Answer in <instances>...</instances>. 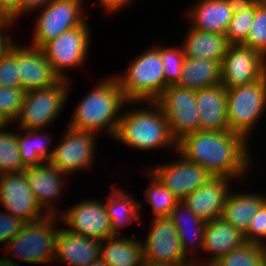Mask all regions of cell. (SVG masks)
Here are the masks:
<instances>
[{
  "mask_svg": "<svg viewBox=\"0 0 266 266\" xmlns=\"http://www.w3.org/2000/svg\"><path fill=\"white\" fill-rule=\"evenodd\" d=\"M7 125L0 130V175L5 173L19 172L26 169L21 161L17 144V131H8Z\"/></svg>",
  "mask_w": 266,
  "mask_h": 266,
  "instance_id": "cell-34",
  "label": "cell"
},
{
  "mask_svg": "<svg viewBox=\"0 0 266 266\" xmlns=\"http://www.w3.org/2000/svg\"><path fill=\"white\" fill-rule=\"evenodd\" d=\"M33 195L48 215L60 214L59 199L65 188V175L49 161L24 170ZM57 200V201H56ZM56 202V203H55ZM58 202V203H57ZM57 204V205H56Z\"/></svg>",
  "mask_w": 266,
  "mask_h": 266,
  "instance_id": "cell-17",
  "label": "cell"
},
{
  "mask_svg": "<svg viewBox=\"0 0 266 266\" xmlns=\"http://www.w3.org/2000/svg\"><path fill=\"white\" fill-rule=\"evenodd\" d=\"M125 72L114 75L129 102L156 101L165 89L163 61L151 45L133 58Z\"/></svg>",
  "mask_w": 266,
  "mask_h": 266,
  "instance_id": "cell-4",
  "label": "cell"
},
{
  "mask_svg": "<svg viewBox=\"0 0 266 266\" xmlns=\"http://www.w3.org/2000/svg\"><path fill=\"white\" fill-rule=\"evenodd\" d=\"M28 45L22 46L17 42V67L21 88L28 92L56 84L60 78L54 73L42 48Z\"/></svg>",
  "mask_w": 266,
  "mask_h": 266,
  "instance_id": "cell-18",
  "label": "cell"
},
{
  "mask_svg": "<svg viewBox=\"0 0 266 266\" xmlns=\"http://www.w3.org/2000/svg\"><path fill=\"white\" fill-rule=\"evenodd\" d=\"M201 131H227V89L220 83L196 90Z\"/></svg>",
  "mask_w": 266,
  "mask_h": 266,
  "instance_id": "cell-23",
  "label": "cell"
},
{
  "mask_svg": "<svg viewBox=\"0 0 266 266\" xmlns=\"http://www.w3.org/2000/svg\"><path fill=\"white\" fill-rule=\"evenodd\" d=\"M158 51L163 61V71L165 79V89L170 85H176L181 77L185 55L181 45L165 46L153 45Z\"/></svg>",
  "mask_w": 266,
  "mask_h": 266,
  "instance_id": "cell-35",
  "label": "cell"
},
{
  "mask_svg": "<svg viewBox=\"0 0 266 266\" xmlns=\"http://www.w3.org/2000/svg\"><path fill=\"white\" fill-rule=\"evenodd\" d=\"M105 77L98 80V84L78 100L67 126L96 134L103 130L113 140L122 111H125L122 109L127 106L128 101L114 74Z\"/></svg>",
  "mask_w": 266,
  "mask_h": 266,
  "instance_id": "cell-3",
  "label": "cell"
},
{
  "mask_svg": "<svg viewBox=\"0 0 266 266\" xmlns=\"http://www.w3.org/2000/svg\"><path fill=\"white\" fill-rule=\"evenodd\" d=\"M266 74V58L242 44H230L221 63V84L229 89L260 80Z\"/></svg>",
  "mask_w": 266,
  "mask_h": 266,
  "instance_id": "cell-14",
  "label": "cell"
},
{
  "mask_svg": "<svg viewBox=\"0 0 266 266\" xmlns=\"http://www.w3.org/2000/svg\"><path fill=\"white\" fill-rule=\"evenodd\" d=\"M59 222L67 225V230L91 239L103 241L114 236L111 221L107 214L104 200L95 198L78 201L75 205L61 210Z\"/></svg>",
  "mask_w": 266,
  "mask_h": 266,
  "instance_id": "cell-12",
  "label": "cell"
},
{
  "mask_svg": "<svg viewBox=\"0 0 266 266\" xmlns=\"http://www.w3.org/2000/svg\"><path fill=\"white\" fill-rule=\"evenodd\" d=\"M101 242L80 236L59 226L54 262L65 263L69 266H88L100 258Z\"/></svg>",
  "mask_w": 266,
  "mask_h": 266,
  "instance_id": "cell-21",
  "label": "cell"
},
{
  "mask_svg": "<svg viewBox=\"0 0 266 266\" xmlns=\"http://www.w3.org/2000/svg\"><path fill=\"white\" fill-rule=\"evenodd\" d=\"M51 0H18L17 6V20L26 14H32L38 8L44 7Z\"/></svg>",
  "mask_w": 266,
  "mask_h": 266,
  "instance_id": "cell-41",
  "label": "cell"
},
{
  "mask_svg": "<svg viewBox=\"0 0 266 266\" xmlns=\"http://www.w3.org/2000/svg\"><path fill=\"white\" fill-rule=\"evenodd\" d=\"M143 173L151 178L143 195L145 201L151 205L153 218L170 217L179 200L147 167Z\"/></svg>",
  "mask_w": 266,
  "mask_h": 266,
  "instance_id": "cell-31",
  "label": "cell"
},
{
  "mask_svg": "<svg viewBox=\"0 0 266 266\" xmlns=\"http://www.w3.org/2000/svg\"><path fill=\"white\" fill-rule=\"evenodd\" d=\"M230 191L222 210L221 218L240 230L247 231L251 219L266 202V193L256 191Z\"/></svg>",
  "mask_w": 266,
  "mask_h": 266,
  "instance_id": "cell-25",
  "label": "cell"
},
{
  "mask_svg": "<svg viewBox=\"0 0 266 266\" xmlns=\"http://www.w3.org/2000/svg\"><path fill=\"white\" fill-rule=\"evenodd\" d=\"M155 102L163 110L171 135L177 142L185 135L199 130L195 90L170 85Z\"/></svg>",
  "mask_w": 266,
  "mask_h": 266,
  "instance_id": "cell-11",
  "label": "cell"
},
{
  "mask_svg": "<svg viewBox=\"0 0 266 266\" xmlns=\"http://www.w3.org/2000/svg\"><path fill=\"white\" fill-rule=\"evenodd\" d=\"M7 125H10L5 118L0 115V130L4 129Z\"/></svg>",
  "mask_w": 266,
  "mask_h": 266,
  "instance_id": "cell-48",
  "label": "cell"
},
{
  "mask_svg": "<svg viewBox=\"0 0 266 266\" xmlns=\"http://www.w3.org/2000/svg\"><path fill=\"white\" fill-rule=\"evenodd\" d=\"M62 136L58 144L54 145L49 162L68 177L78 171L81 174V171L91 170L96 163L98 134L66 126Z\"/></svg>",
  "mask_w": 266,
  "mask_h": 266,
  "instance_id": "cell-10",
  "label": "cell"
},
{
  "mask_svg": "<svg viewBox=\"0 0 266 266\" xmlns=\"http://www.w3.org/2000/svg\"><path fill=\"white\" fill-rule=\"evenodd\" d=\"M100 257L109 266H141L144 262L142 241L130 235L110 236L101 242Z\"/></svg>",
  "mask_w": 266,
  "mask_h": 266,
  "instance_id": "cell-28",
  "label": "cell"
},
{
  "mask_svg": "<svg viewBox=\"0 0 266 266\" xmlns=\"http://www.w3.org/2000/svg\"><path fill=\"white\" fill-rule=\"evenodd\" d=\"M133 0H99L98 8H103L104 13L107 14H116L119 13L120 10L126 8L125 6H130ZM100 6V7H99Z\"/></svg>",
  "mask_w": 266,
  "mask_h": 266,
  "instance_id": "cell-42",
  "label": "cell"
},
{
  "mask_svg": "<svg viewBox=\"0 0 266 266\" xmlns=\"http://www.w3.org/2000/svg\"><path fill=\"white\" fill-rule=\"evenodd\" d=\"M266 109V74L258 81L227 89V116L231 132L248 142Z\"/></svg>",
  "mask_w": 266,
  "mask_h": 266,
  "instance_id": "cell-7",
  "label": "cell"
},
{
  "mask_svg": "<svg viewBox=\"0 0 266 266\" xmlns=\"http://www.w3.org/2000/svg\"><path fill=\"white\" fill-rule=\"evenodd\" d=\"M221 61L185 57L181 77L176 85L199 90L221 83Z\"/></svg>",
  "mask_w": 266,
  "mask_h": 266,
  "instance_id": "cell-29",
  "label": "cell"
},
{
  "mask_svg": "<svg viewBox=\"0 0 266 266\" xmlns=\"http://www.w3.org/2000/svg\"><path fill=\"white\" fill-rule=\"evenodd\" d=\"M239 1L197 0L185 16L193 29L225 35Z\"/></svg>",
  "mask_w": 266,
  "mask_h": 266,
  "instance_id": "cell-20",
  "label": "cell"
},
{
  "mask_svg": "<svg viewBox=\"0 0 266 266\" xmlns=\"http://www.w3.org/2000/svg\"><path fill=\"white\" fill-rule=\"evenodd\" d=\"M141 266H194V263H152L144 261Z\"/></svg>",
  "mask_w": 266,
  "mask_h": 266,
  "instance_id": "cell-45",
  "label": "cell"
},
{
  "mask_svg": "<svg viewBox=\"0 0 266 266\" xmlns=\"http://www.w3.org/2000/svg\"><path fill=\"white\" fill-rule=\"evenodd\" d=\"M250 143L240 134L227 131H195L177 142V151L214 177L235 181L253 172ZM238 178V179H237Z\"/></svg>",
  "mask_w": 266,
  "mask_h": 266,
  "instance_id": "cell-1",
  "label": "cell"
},
{
  "mask_svg": "<svg viewBox=\"0 0 266 266\" xmlns=\"http://www.w3.org/2000/svg\"><path fill=\"white\" fill-rule=\"evenodd\" d=\"M88 266H109L105 260H103L101 257L95 261H93Z\"/></svg>",
  "mask_w": 266,
  "mask_h": 266,
  "instance_id": "cell-47",
  "label": "cell"
},
{
  "mask_svg": "<svg viewBox=\"0 0 266 266\" xmlns=\"http://www.w3.org/2000/svg\"><path fill=\"white\" fill-rule=\"evenodd\" d=\"M174 154L177 156V160L172 159L167 163L159 162L157 165L155 163L154 166L151 164L148 169L179 201H182L190 193L204 185L212 175L202 166L184 158L178 151H175Z\"/></svg>",
  "mask_w": 266,
  "mask_h": 266,
  "instance_id": "cell-13",
  "label": "cell"
},
{
  "mask_svg": "<svg viewBox=\"0 0 266 266\" xmlns=\"http://www.w3.org/2000/svg\"><path fill=\"white\" fill-rule=\"evenodd\" d=\"M245 241L266 247V202L251 219L247 231L244 233Z\"/></svg>",
  "mask_w": 266,
  "mask_h": 266,
  "instance_id": "cell-39",
  "label": "cell"
},
{
  "mask_svg": "<svg viewBox=\"0 0 266 266\" xmlns=\"http://www.w3.org/2000/svg\"><path fill=\"white\" fill-rule=\"evenodd\" d=\"M14 25L10 22H7L1 29H0V53L4 50V48L7 46L8 42L14 37L13 35H10L9 28L13 27ZM5 30V31H4Z\"/></svg>",
  "mask_w": 266,
  "mask_h": 266,
  "instance_id": "cell-44",
  "label": "cell"
},
{
  "mask_svg": "<svg viewBox=\"0 0 266 266\" xmlns=\"http://www.w3.org/2000/svg\"><path fill=\"white\" fill-rule=\"evenodd\" d=\"M16 129L18 150L25 167L37 166L51 159L54 148L51 139L54 137L47 135L45 129Z\"/></svg>",
  "mask_w": 266,
  "mask_h": 266,
  "instance_id": "cell-30",
  "label": "cell"
},
{
  "mask_svg": "<svg viewBox=\"0 0 266 266\" xmlns=\"http://www.w3.org/2000/svg\"><path fill=\"white\" fill-rule=\"evenodd\" d=\"M18 0H0V12L13 25L17 23Z\"/></svg>",
  "mask_w": 266,
  "mask_h": 266,
  "instance_id": "cell-43",
  "label": "cell"
},
{
  "mask_svg": "<svg viewBox=\"0 0 266 266\" xmlns=\"http://www.w3.org/2000/svg\"><path fill=\"white\" fill-rule=\"evenodd\" d=\"M59 216L46 217L27 222L21 231L4 245V252L26 264H47L56 257V240L59 227L56 220ZM57 225V227H56Z\"/></svg>",
  "mask_w": 266,
  "mask_h": 266,
  "instance_id": "cell-5",
  "label": "cell"
},
{
  "mask_svg": "<svg viewBox=\"0 0 266 266\" xmlns=\"http://www.w3.org/2000/svg\"><path fill=\"white\" fill-rule=\"evenodd\" d=\"M266 58V2L255 0V16L246 41L242 44Z\"/></svg>",
  "mask_w": 266,
  "mask_h": 266,
  "instance_id": "cell-37",
  "label": "cell"
},
{
  "mask_svg": "<svg viewBox=\"0 0 266 266\" xmlns=\"http://www.w3.org/2000/svg\"><path fill=\"white\" fill-rule=\"evenodd\" d=\"M18 263L7 256L0 257V266H21Z\"/></svg>",
  "mask_w": 266,
  "mask_h": 266,
  "instance_id": "cell-46",
  "label": "cell"
},
{
  "mask_svg": "<svg viewBox=\"0 0 266 266\" xmlns=\"http://www.w3.org/2000/svg\"><path fill=\"white\" fill-rule=\"evenodd\" d=\"M72 82L60 79L56 84L48 88L31 90L25 93L23 104L14 121L19 125L16 128L35 130L45 129L52 126L58 119L60 113L65 109V104L70 91Z\"/></svg>",
  "mask_w": 266,
  "mask_h": 266,
  "instance_id": "cell-6",
  "label": "cell"
},
{
  "mask_svg": "<svg viewBox=\"0 0 266 266\" xmlns=\"http://www.w3.org/2000/svg\"><path fill=\"white\" fill-rule=\"evenodd\" d=\"M27 222L17 216L9 214L6 210L0 211V243L7 245L24 227Z\"/></svg>",
  "mask_w": 266,
  "mask_h": 266,
  "instance_id": "cell-40",
  "label": "cell"
},
{
  "mask_svg": "<svg viewBox=\"0 0 266 266\" xmlns=\"http://www.w3.org/2000/svg\"><path fill=\"white\" fill-rule=\"evenodd\" d=\"M145 103L147 106H144ZM138 104H143V108ZM127 105V110L122 111L113 137L115 141L130 147V150L134 149L140 152H152V150L161 148V150L169 148V151L172 150L173 153L177 151V141L171 135L168 120L155 101H128Z\"/></svg>",
  "mask_w": 266,
  "mask_h": 266,
  "instance_id": "cell-2",
  "label": "cell"
},
{
  "mask_svg": "<svg viewBox=\"0 0 266 266\" xmlns=\"http://www.w3.org/2000/svg\"><path fill=\"white\" fill-rule=\"evenodd\" d=\"M120 187L111 189L110 193L105 197L104 204L111 221V228L115 235H122V229L137 223L141 218L142 203L138 199H134L130 192ZM130 193V194H129Z\"/></svg>",
  "mask_w": 266,
  "mask_h": 266,
  "instance_id": "cell-27",
  "label": "cell"
},
{
  "mask_svg": "<svg viewBox=\"0 0 266 266\" xmlns=\"http://www.w3.org/2000/svg\"><path fill=\"white\" fill-rule=\"evenodd\" d=\"M181 46L185 57L221 61L227 53L229 42L224 34L193 29L188 25Z\"/></svg>",
  "mask_w": 266,
  "mask_h": 266,
  "instance_id": "cell-26",
  "label": "cell"
},
{
  "mask_svg": "<svg viewBox=\"0 0 266 266\" xmlns=\"http://www.w3.org/2000/svg\"><path fill=\"white\" fill-rule=\"evenodd\" d=\"M8 22V19L0 12V29Z\"/></svg>",
  "mask_w": 266,
  "mask_h": 266,
  "instance_id": "cell-49",
  "label": "cell"
},
{
  "mask_svg": "<svg viewBox=\"0 0 266 266\" xmlns=\"http://www.w3.org/2000/svg\"><path fill=\"white\" fill-rule=\"evenodd\" d=\"M85 0H51L36 11L31 46L42 48L65 31L84 24L88 19ZM85 10V11H84ZM86 14V15H85Z\"/></svg>",
  "mask_w": 266,
  "mask_h": 266,
  "instance_id": "cell-8",
  "label": "cell"
},
{
  "mask_svg": "<svg viewBox=\"0 0 266 266\" xmlns=\"http://www.w3.org/2000/svg\"><path fill=\"white\" fill-rule=\"evenodd\" d=\"M245 242L244 234L222 218L206 222L202 252L209 254L205 255L209 259H206L201 266H211L219 258L241 247Z\"/></svg>",
  "mask_w": 266,
  "mask_h": 266,
  "instance_id": "cell-24",
  "label": "cell"
},
{
  "mask_svg": "<svg viewBox=\"0 0 266 266\" xmlns=\"http://www.w3.org/2000/svg\"><path fill=\"white\" fill-rule=\"evenodd\" d=\"M17 67V42L12 37L0 53V87H21Z\"/></svg>",
  "mask_w": 266,
  "mask_h": 266,
  "instance_id": "cell-36",
  "label": "cell"
},
{
  "mask_svg": "<svg viewBox=\"0 0 266 266\" xmlns=\"http://www.w3.org/2000/svg\"><path fill=\"white\" fill-rule=\"evenodd\" d=\"M90 24L76 26L46 43L42 50L54 73L63 80H70L67 71L83 67L89 57L92 39ZM69 77V78H68Z\"/></svg>",
  "mask_w": 266,
  "mask_h": 266,
  "instance_id": "cell-9",
  "label": "cell"
},
{
  "mask_svg": "<svg viewBox=\"0 0 266 266\" xmlns=\"http://www.w3.org/2000/svg\"><path fill=\"white\" fill-rule=\"evenodd\" d=\"M211 266H266V247L245 242L219 258Z\"/></svg>",
  "mask_w": 266,
  "mask_h": 266,
  "instance_id": "cell-33",
  "label": "cell"
},
{
  "mask_svg": "<svg viewBox=\"0 0 266 266\" xmlns=\"http://www.w3.org/2000/svg\"><path fill=\"white\" fill-rule=\"evenodd\" d=\"M170 218L176 227L183 252L194 266H201L203 261L198 256L203 250L206 222L198 218L183 201L176 204Z\"/></svg>",
  "mask_w": 266,
  "mask_h": 266,
  "instance_id": "cell-22",
  "label": "cell"
},
{
  "mask_svg": "<svg viewBox=\"0 0 266 266\" xmlns=\"http://www.w3.org/2000/svg\"><path fill=\"white\" fill-rule=\"evenodd\" d=\"M26 91L21 87H0V115L9 124L14 121L20 113Z\"/></svg>",
  "mask_w": 266,
  "mask_h": 266,
  "instance_id": "cell-38",
  "label": "cell"
},
{
  "mask_svg": "<svg viewBox=\"0 0 266 266\" xmlns=\"http://www.w3.org/2000/svg\"><path fill=\"white\" fill-rule=\"evenodd\" d=\"M254 16L255 0H240L237 3L225 33L229 44H243L246 41Z\"/></svg>",
  "mask_w": 266,
  "mask_h": 266,
  "instance_id": "cell-32",
  "label": "cell"
},
{
  "mask_svg": "<svg viewBox=\"0 0 266 266\" xmlns=\"http://www.w3.org/2000/svg\"><path fill=\"white\" fill-rule=\"evenodd\" d=\"M233 179L212 176L204 185L190 193L182 201L205 222L221 218Z\"/></svg>",
  "mask_w": 266,
  "mask_h": 266,
  "instance_id": "cell-19",
  "label": "cell"
},
{
  "mask_svg": "<svg viewBox=\"0 0 266 266\" xmlns=\"http://www.w3.org/2000/svg\"><path fill=\"white\" fill-rule=\"evenodd\" d=\"M0 207L26 222L48 215L33 195L24 170L0 175Z\"/></svg>",
  "mask_w": 266,
  "mask_h": 266,
  "instance_id": "cell-16",
  "label": "cell"
},
{
  "mask_svg": "<svg viewBox=\"0 0 266 266\" xmlns=\"http://www.w3.org/2000/svg\"><path fill=\"white\" fill-rule=\"evenodd\" d=\"M146 239L142 240L144 261L152 263H193L183 252L175 225L170 217L150 221Z\"/></svg>",
  "mask_w": 266,
  "mask_h": 266,
  "instance_id": "cell-15",
  "label": "cell"
}]
</instances>
